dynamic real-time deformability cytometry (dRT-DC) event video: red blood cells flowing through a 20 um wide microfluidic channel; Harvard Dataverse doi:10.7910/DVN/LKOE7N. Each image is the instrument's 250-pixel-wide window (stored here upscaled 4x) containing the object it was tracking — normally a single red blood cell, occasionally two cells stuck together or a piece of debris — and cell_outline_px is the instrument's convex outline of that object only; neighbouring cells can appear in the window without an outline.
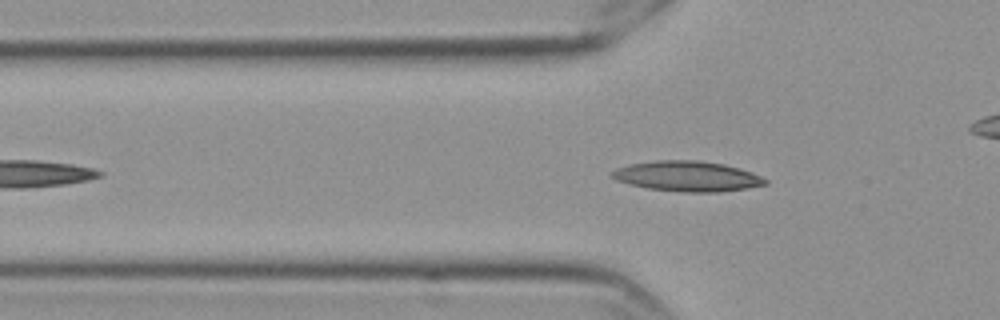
{"species": "Egyptian fruit bat (a non-hibernating species)", "species_latin": "Rousettus aegyptiacus", "temperature_condition": "cold", "stored_images_in_passage": 33, "camera_frame_rate_fps": 3000, "um_per_image_px": 0.085, "frame": {"image": 1, "passage_image": 10, "time_ms": 3.0, "image_size_px": [1000, 320], "cell_outline_px": [[768, 184], [748, 188], [720, 192], [684, 192], [648, 188], [628, 184], [616, 180], [612, 176], [612, 172], [616, 168], [628, 164], [656, 160], [696, 160], [724, 164], [760, 176], [768, 180]], "centroid_in_image_um": [58.4, 14.98], "position_along_channel_um": 67.4, "area_um2": 26.88}}
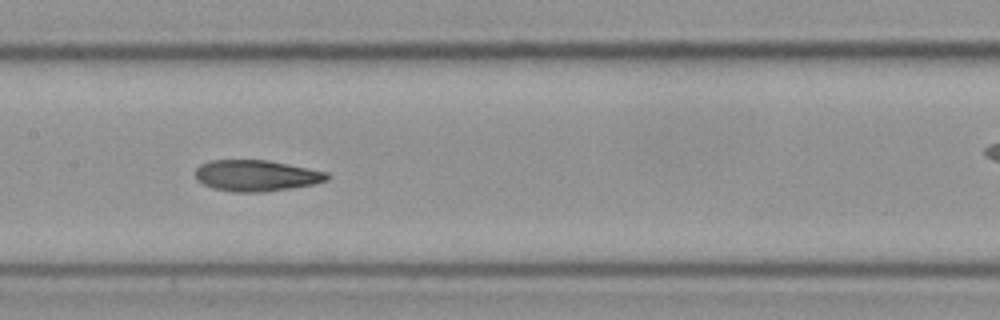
{"frame": {"image": 2, "passage_image": 20, "time_ms": 6.333, "image_size_px": [1000, 320], "cell_outline_px": [[328, 180], [316, 184], [260, 192], [232, 192], [212, 188], [196, 180], [196, 168], [200, 164], [212, 160], [268, 160], [328, 172]], "centroid_in_image_um": [21.77, 14.92], "position_along_channel_um": 185.6, "area_um2": 23.87}}
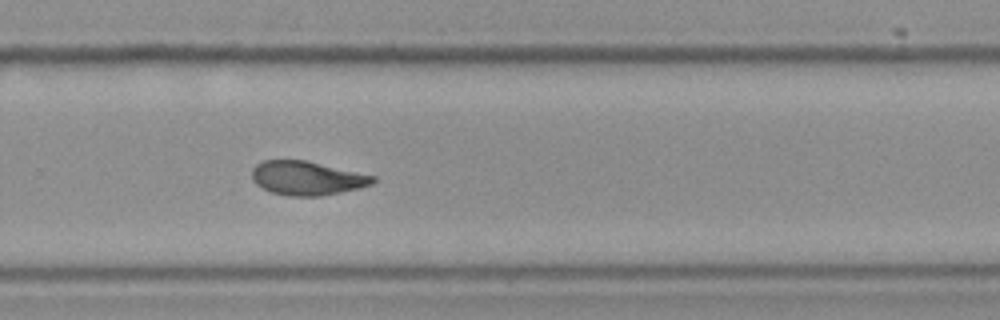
{"frame": {"image": 3, "passage_image": 30, "time_ms": 9.667, "image_size_px": [1000, 320], "cell_outline_px": [[376, 180], [372, 184], [360, 188], [320, 196], [288, 196], [272, 192], [256, 184], [252, 180], [252, 168], [260, 160], [304, 160], [376, 176]], "centroid_in_image_um": [26.08, 15.14], "position_along_channel_um": 303.7, "area_um2": 23.87}}